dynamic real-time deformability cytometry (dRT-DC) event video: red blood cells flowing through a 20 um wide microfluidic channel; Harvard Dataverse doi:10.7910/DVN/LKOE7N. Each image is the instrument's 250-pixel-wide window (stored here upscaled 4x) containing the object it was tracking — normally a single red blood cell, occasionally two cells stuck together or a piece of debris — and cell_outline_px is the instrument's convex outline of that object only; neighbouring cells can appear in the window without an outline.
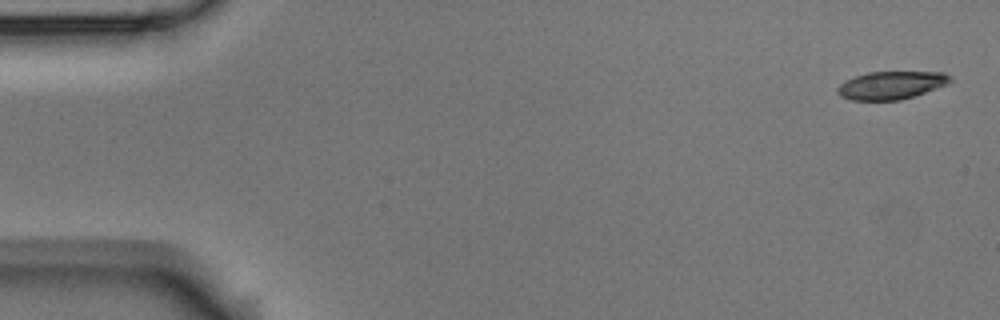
{"species": "Egyptian fruit bat (a non-hibernating species)", "species_latin": "Rousettus aegyptiacus", "temperature_condition": "room temperature", "stored_images_in_passage": 4, "camera_frame_rate_fps": 3000, "um_per_image_px": 0.085, "animal": {"sex": "male"}, "frame": {"image": 1, "passage_image": 1, "time_ms": 0.0, "image_size_px": [1000, 320], "cell_outline_px": [[952, 80], [948, 84], [900, 100], [852, 100], [840, 96], [836, 92], [836, 88], [844, 80], [868, 72], [944, 72], [952, 76]], "centroid_in_image_um": [75.73, 7.24], "position_along_channel_um": 9.3, "area_um2": 18.32}}
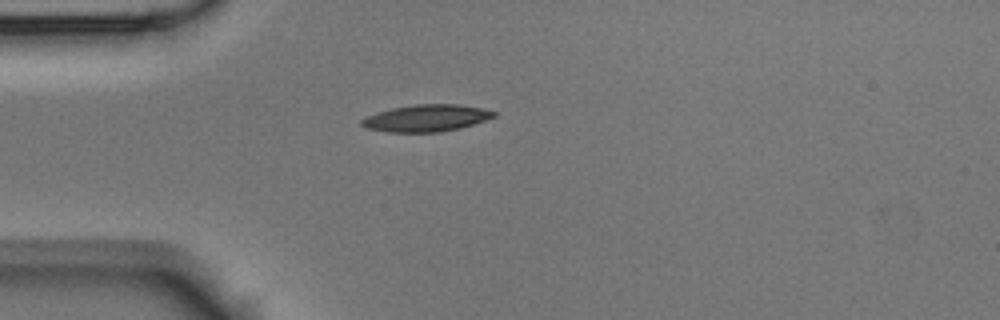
{"frame": {"image": 2, "passage_image": 4, "time_ms": 1.0, "image_size_px": [1000, 320], "cell_outline_px": [[496, 116], [460, 128], [440, 132], [388, 132], [364, 128], [360, 124], [360, 120], [364, 116], [392, 108], [416, 104], [460, 104], [480, 108], [496, 112]], "centroid_in_image_um": [36.18, 10.04], "position_along_channel_um": 48.8, "area_um2": 20.75}}